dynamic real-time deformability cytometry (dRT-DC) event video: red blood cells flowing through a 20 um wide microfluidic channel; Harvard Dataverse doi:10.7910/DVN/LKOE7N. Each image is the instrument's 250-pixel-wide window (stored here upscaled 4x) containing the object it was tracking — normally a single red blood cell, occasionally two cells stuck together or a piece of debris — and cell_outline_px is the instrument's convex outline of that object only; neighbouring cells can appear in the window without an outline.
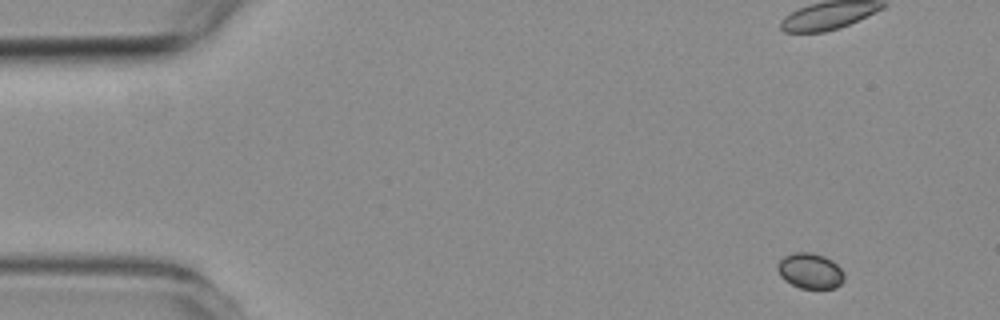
{"species": "common noctule bat (a hibernating species)", "species_latin": "Nyctalus noctula", "temperature_condition": "room temperature", "stored_images_in_passage": 5, "camera_frame_rate_fps": 3000, "um_per_image_px": 0.085, "animal": {"sex": "female", "body_mass_g": 19.3, "forearm_length_mm": 54.1}, "frame": {"image": 1, "passage_image": 1, "time_ms": 0.0, "image_size_px": [1000, 320], "cell_outline_px": [[844, 280], [836, 288], [800, 288], [784, 280], [780, 276], [776, 268], [776, 264], [784, 256], [796, 252], [808, 252], [824, 256], [832, 260], [844, 272]], "centroid_in_image_um": [68.85, 23.02], "position_along_channel_um": 16.2, "area_um2": 13.81}}